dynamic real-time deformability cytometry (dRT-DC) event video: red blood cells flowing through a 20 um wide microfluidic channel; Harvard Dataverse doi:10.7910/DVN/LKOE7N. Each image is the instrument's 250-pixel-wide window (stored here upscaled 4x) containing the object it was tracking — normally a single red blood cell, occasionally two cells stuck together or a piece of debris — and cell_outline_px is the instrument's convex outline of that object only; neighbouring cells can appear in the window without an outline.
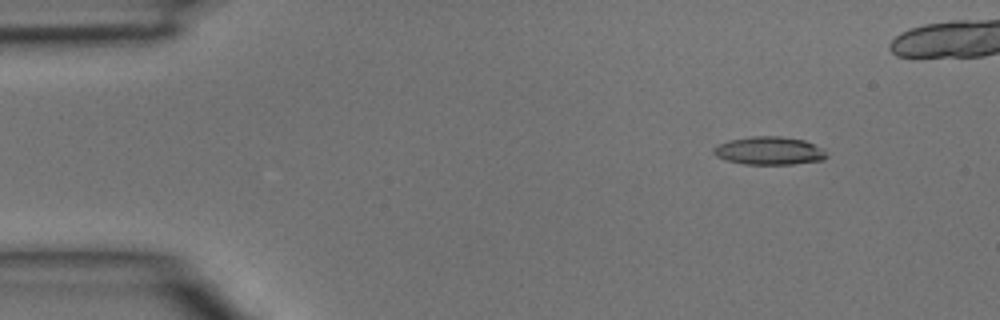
{"species": "common noctule bat (a hibernating species)", "species_latin": "Nyctalus noctula", "temperature_condition": "room temperature", "stored_images_in_passage": 5, "camera_frame_rate_fps": 3000, "um_per_image_px": 0.085, "animal": {"sex": "male", "body_mass_g": 15.6}, "frame": {"image": 1, "passage_image": 2, "time_ms": 0.333, "image_size_px": [1000, 320], "cell_outline_px": [[828, 156], [824, 160], [792, 164], [744, 164], [724, 160], [716, 156], [712, 152], [712, 148], [716, 144], [728, 140], [752, 136], [780, 136], [804, 140], [824, 148]], "centroid_in_image_um": [65.36, 12.81], "position_along_channel_um": 19.6, "area_um2": 18.79}}